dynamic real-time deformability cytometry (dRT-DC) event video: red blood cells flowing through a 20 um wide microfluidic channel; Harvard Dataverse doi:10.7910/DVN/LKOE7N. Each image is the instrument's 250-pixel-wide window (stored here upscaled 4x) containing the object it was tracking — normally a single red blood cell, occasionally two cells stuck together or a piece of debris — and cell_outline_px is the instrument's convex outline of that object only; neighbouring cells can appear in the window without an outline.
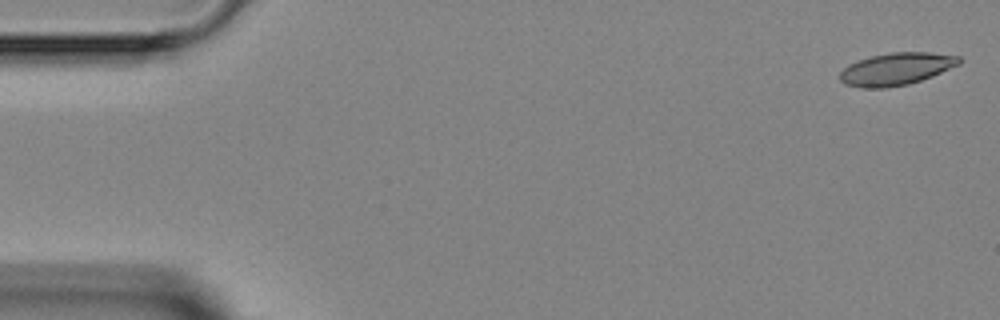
{"species": "Egyptian fruit bat (a non-hibernating species)", "species_latin": "Rousettus aegyptiacus", "temperature_condition": "room temperature", "stored_images_in_passage": 6, "camera_frame_rate_fps": 3000, "um_per_image_px": 0.085, "animal": {"sex": "female"}, "frame": {"image": 1, "passage_image": 1, "time_ms": 0.0, "image_size_px": [1000, 320], "cell_outline_px": [[960, 64], [932, 76], [908, 84], [888, 88], [860, 88], [844, 84], [840, 80], [840, 72], [848, 64], [872, 56], [892, 52], [928, 52], [960, 56]], "centroid_in_image_um": [76.16, 5.87], "position_along_channel_um": 8.8, "area_um2": 22.43}}
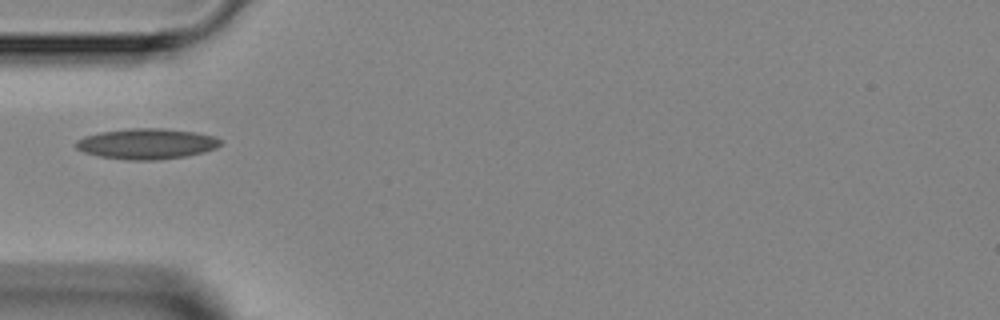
{"frame": {"image": 2, "passage_image": 5, "time_ms": 4.667, "image_size_px": [1000, 320], "cell_outline_px": [[220, 144], [216, 148], [204, 152], [184, 156], [156, 160], [128, 160], [100, 156], [84, 152], [76, 148], [76, 140], [84, 136], [100, 132], [128, 128], [164, 128], [196, 132], [216, 136], [220, 140]], "centroid_in_image_um": [12.47, 12.21], "position_along_channel_um": 72.5, "area_um2": 25.78}}
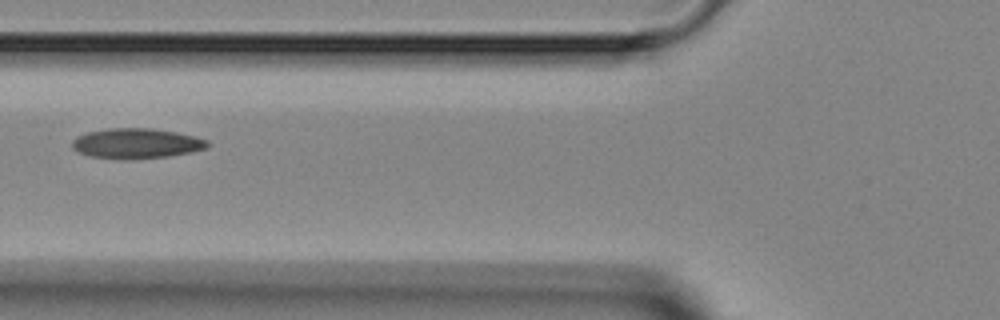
{"frame": {"image": 3, "passage_image": 6, "time_ms": 5.667, "image_size_px": [1000, 320], "cell_outline_px": [[208, 148], [192, 152], [168, 156], [132, 160], [124, 160], [88, 156], [72, 148], [72, 140], [76, 136], [88, 132], [108, 128], [152, 128], [176, 132], [208, 140]], "centroid_in_image_um": [11.57, 12.2], "position_along_channel_um": 114.2, "area_um2": 23.99}}